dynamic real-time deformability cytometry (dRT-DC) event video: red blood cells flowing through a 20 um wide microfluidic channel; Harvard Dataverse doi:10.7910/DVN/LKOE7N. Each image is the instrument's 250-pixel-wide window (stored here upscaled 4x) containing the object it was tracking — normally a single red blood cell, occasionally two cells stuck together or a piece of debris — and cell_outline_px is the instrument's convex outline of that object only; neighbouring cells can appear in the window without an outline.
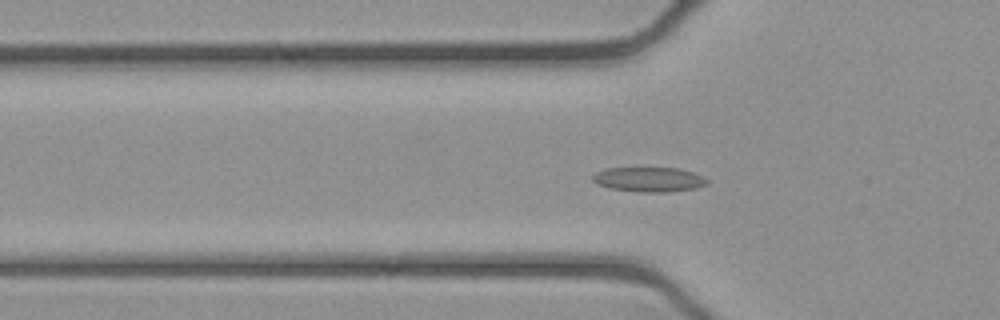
{"species": "common noctule bat (a hibernating species)", "species_latin": "Nyctalus noctula", "temperature_condition": "cold", "stored_images_in_passage": 45, "camera_frame_rate_fps": 3000, "um_per_image_px": 0.085, "animal": {"sex": "female", "body_mass_g": 21.9}, "frame": {"image": 1, "passage_image": 9, "time_ms": 2.667, "image_size_px": [1000, 320], "cell_outline_px": [[708, 184], [696, 188], [672, 192], [640, 192], [608, 188], [596, 184], [592, 180], [592, 176], [596, 172], [608, 168], [680, 168], [704, 176], [708, 180]], "centroid_in_image_um": [55.18, 15.26], "position_along_channel_um": 70.6, "area_um2": 16.65}}
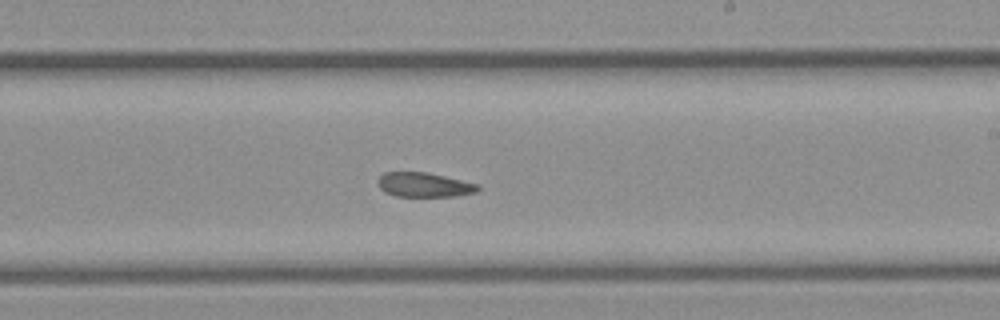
{"frame": {"image": 2, "passage_image": 23, "time_ms": 7.333, "image_size_px": [1000, 320], "cell_outline_px": [[480, 188], [476, 192], [456, 196], [396, 196], [384, 192], [380, 188], [376, 180], [384, 172], [428, 172], [480, 184]], "centroid_in_image_um": [36.06, 15.7], "position_along_channel_um": 252.9, "area_um2": 14.39}}
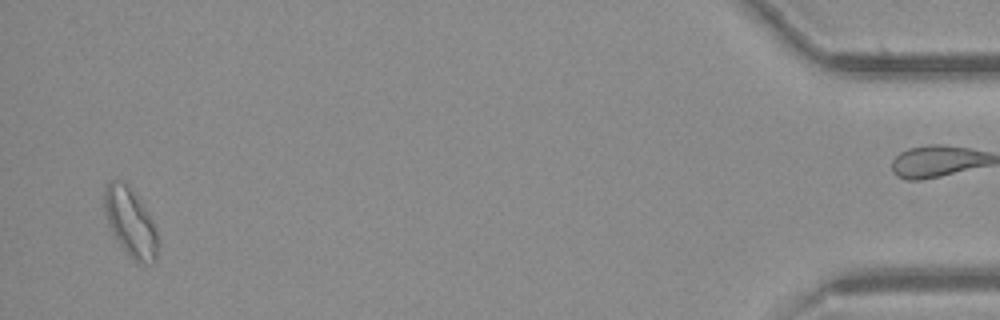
{"frame": {"image": 3, "passage_image": 43, "time_ms": 14.0, "image_size_px": [1000, 320], "cell_outline_px": [[160, 244], [156, 264], [144, 264], [132, 260], [128, 256], [112, 232], [108, 224], [104, 212], [104, 188], [112, 180], [116, 180], [124, 184], [140, 200], [152, 220], [160, 240]], "centroid_in_image_um": [11.13, 19.01], "position_along_channel_um": 424.1, "area_um2": 21.44}, "authors_computed_cell_mechanics": {"area_um2": 16.0106, "velocity_mm_per_s": 3.8871, "shape_relaxation_time_tau1_ms": null, "shape_relaxation_time_tau2_ms": 6.8928, "deformation_change_tau1": null, "deformation_change_tau2": 0.1055}}